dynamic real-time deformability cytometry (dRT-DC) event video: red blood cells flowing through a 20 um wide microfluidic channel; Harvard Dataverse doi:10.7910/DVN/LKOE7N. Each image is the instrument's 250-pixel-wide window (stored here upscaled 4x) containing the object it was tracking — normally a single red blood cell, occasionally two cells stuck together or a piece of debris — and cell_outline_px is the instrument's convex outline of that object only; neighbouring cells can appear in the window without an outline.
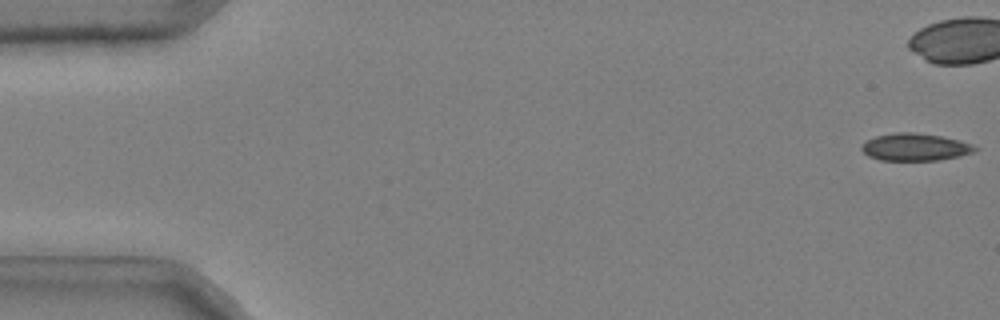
{"species": "common noctule bat (a hibernating species)", "species_latin": "Nyctalus noctula", "temperature_condition": "cold", "stored_images_in_passage": 43, "camera_frame_rate_fps": 3000, "um_per_image_px": 0.085, "animal": {"sex": "male", "body_mass_g": 20.4}, "frame": {"image": 1, "passage_image": 1, "time_ms": 0.0, "image_size_px": [1000, 320], "cell_outline_px": [[980, 148], [972, 152], [960, 156], [940, 160], [880, 160], [868, 156], [860, 148], [860, 144], [876, 136], [896, 132], [916, 132], [940, 136], [960, 140], [972, 144]], "centroid_in_image_um": [77.78, 12.5], "position_along_channel_um": 7.2, "area_um2": 18.15}}
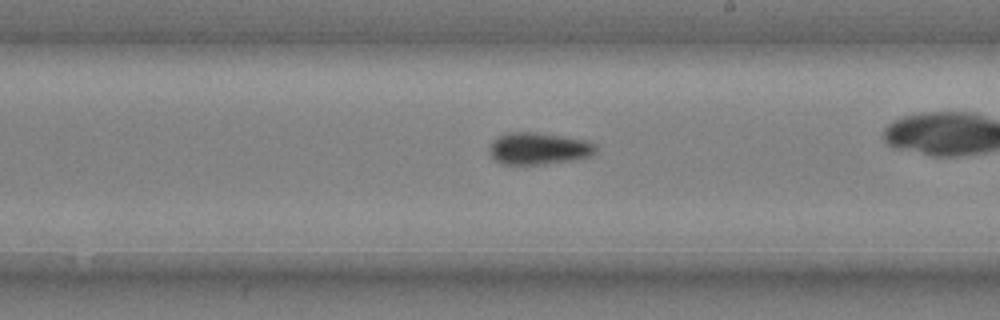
{"frame": {"image": 2, "passage_image": 31, "time_ms": 10.0, "image_size_px": [1000, 320], "cell_outline_px": [[596, 152], [588, 156], [572, 160], [544, 164], [500, 164], [492, 160], [488, 152], [488, 148], [500, 136], [508, 132], [536, 132], [588, 140], [596, 144]], "centroid_in_image_um": [45.76, 12.63], "position_along_channel_um": 243.2, "area_um2": 19.88}}
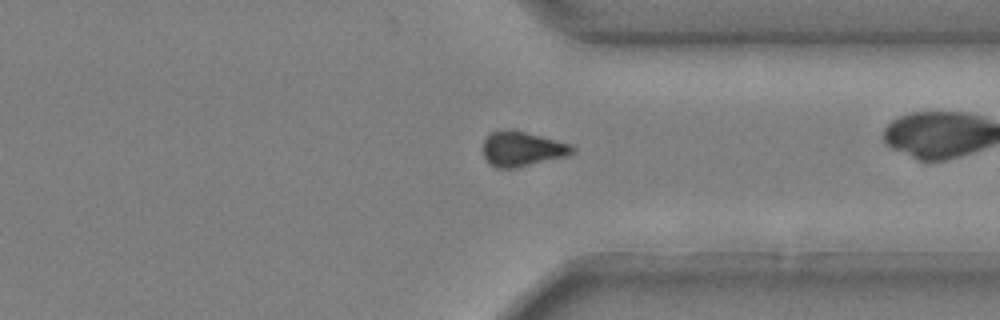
{"frame": {"image": 3, "passage_image": 41, "time_ms": 13.333, "image_size_px": [1000, 320], "cell_outline_px": [[576, 148], [568, 156], [516, 168], [496, 168], [488, 164], [484, 156], [484, 140], [492, 132], [508, 128], [512, 128], [572, 144]], "centroid_in_image_um": [44.39, 12.65], "position_along_channel_um": 367.0, "area_um2": 18.38}}